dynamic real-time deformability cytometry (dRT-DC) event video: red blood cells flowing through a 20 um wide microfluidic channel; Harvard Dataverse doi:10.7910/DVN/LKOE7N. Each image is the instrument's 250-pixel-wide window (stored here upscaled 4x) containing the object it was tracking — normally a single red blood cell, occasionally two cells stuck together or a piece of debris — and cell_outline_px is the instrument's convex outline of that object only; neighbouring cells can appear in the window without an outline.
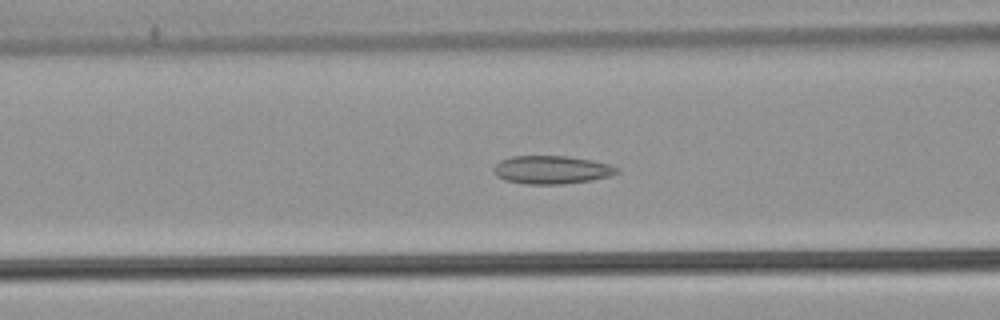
{"species": "common noctule bat (a hibernating species)", "species_latin": "Nyctalus noctula", "temperature_condition": "warm", "stored_images_in_passage": 54, "camera_frame_rate_fps": 3000, "um_per_image_px": 0.085, "animal": {"sex": "male", "body_mass_g": 21.5, "forearm_length_mm": 52.0}, "frame": {"image": 1, "passage_image": 23, "time_ms": 7.333, "image_size_px": [1000, 320], "cell_outline_px": [[620, 172], [608, 176], [592, 180], [564, 184], [524, 184], [504, 180], [496, 176], [492, 168], [500, 160], [512, 156], [568, 156], [592, 160], [608, 164], [620, 168]], "centroid_in_image_um": [46.87, 14.43], "position_along_channel_um": 119.7, "area_um2": 20.4}}
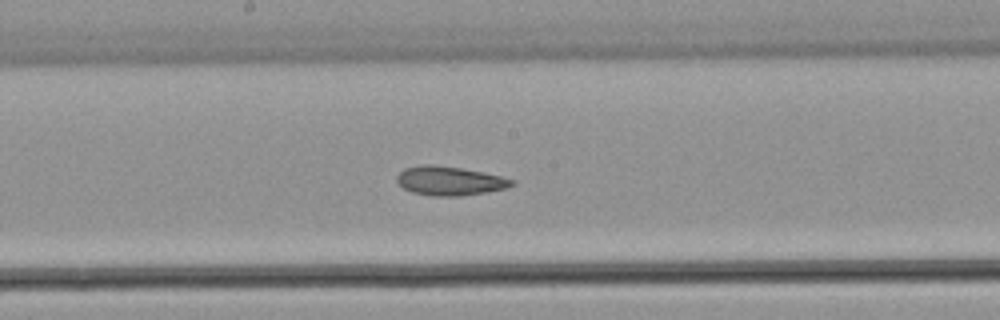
{"frame": {"image": 2, "passage_image": 30, "time_ms": 9.667, "image_size_px": [1000, 320], "cell_outline_px": [[516, 184], [504, 188], [484, 192], [460, 196], [432, 196], [412, 192], [404, 188], [396, 180], [396, 176], [404, 168], [420, 164], [432, 164], [460, 168], [500, 176], [516, 180]], "centroid_in_image_um": [38.19, 15.37], "position_along_channel_um": 210.0, "area_um2": 19.31}}
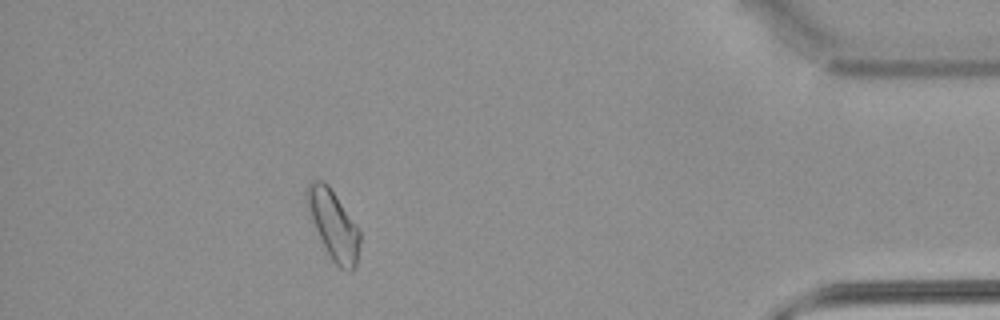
{"frame": {"image": 3, "passage_image": 49, "time_ms": 16.0, "image_size_px": [1000, 320], "cell_outline_px": [[360, 244], [356, 264], [352, 272], [348, 272], [340, 268], [332, 260], [324, 248], [304, 200], [304, 192], [308, 184], [312, 180], [324, 180], [328, 184], [360, 232]], "centroid_in_image_um": [28.31, 19.11], "position_along_channel_um": 406.9, "area_um2": 21.21}, "authors_computed_cell_mechanics": {"area_um2": 20.7213, "velocity_mm_per_s": 3.8769, "shape_relaxation_time_tau1_ms": null, "shape_relaxation_time_tau2_ms": 5.118, "deformation_change_tau1": null, "deformation_change_tau2": 0.1192}}